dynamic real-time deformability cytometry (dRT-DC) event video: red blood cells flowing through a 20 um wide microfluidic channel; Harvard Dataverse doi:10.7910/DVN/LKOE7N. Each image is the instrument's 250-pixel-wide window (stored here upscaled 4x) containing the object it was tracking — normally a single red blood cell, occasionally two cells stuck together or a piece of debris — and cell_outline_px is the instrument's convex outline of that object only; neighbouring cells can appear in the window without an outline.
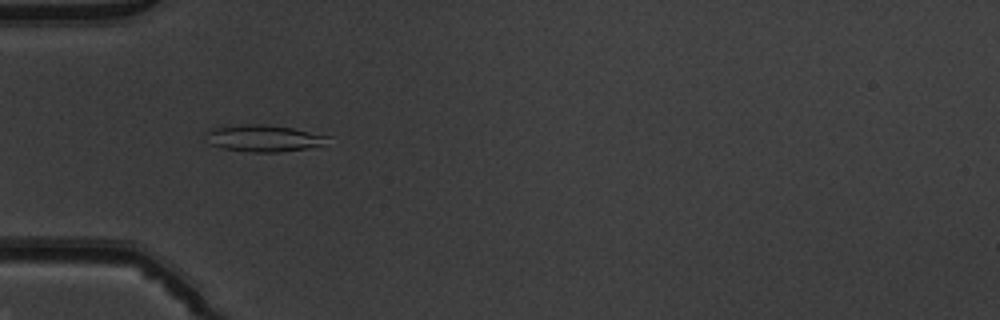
{"species": "common noctule bat (a hibernating species)", "species_latin": "Nyctalus noctula", "temperature_condition": "warm", "stored_images_in_passage": 51, "camera_frame_rate_fps": 3000, "um_per_image_px": 0.085, "animal": {"sex": "male", "body_mass_g": 19.5, "forearm_length_mm": 54.6}, "frame": {"image": 1, "passage_image": 17, "time_ms": 5.333, "image_size_px": [1000, 320], "cell_outline_px": [[332, 136], [324, 144], [308, 148], [280, 152], [252, 152], [220, 148], [208, 144], [204, 136], [204, 132], [212, 128], [244, 124], [260, 124], [292, 128]], "centroid_in_image_um": [22.36, 11.75], "position_along_channel_um": 62.6, "area_um2": 19.19}}
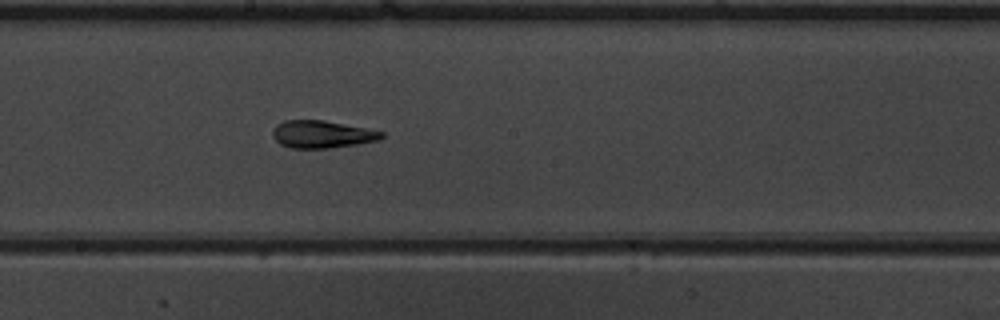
{"frame": {"image": 2, "passage_image": 29, "time_ms": 9.333, "image_size_px": [1000, 320], "cell_outline_px": [[384, 136], [380, 140], [356, 144], [328, 148], [292, 148], [280, 144], [272, 136], [272, 132], [276, 124], [284, 120], [324, 120], [384, 132]], "centroid_in_image_um": [27.34, 11.41], "position_along_channel_um": 220.9, "area_um2": 17.34}}
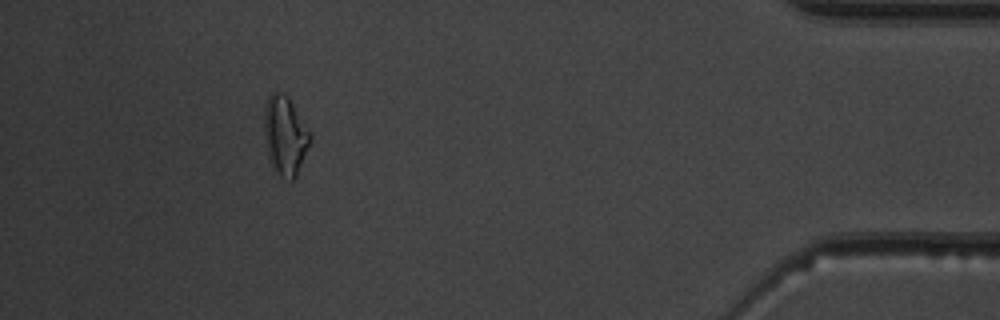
{"frame": {"image": 3, "passage_image": 47, "time_ms": 15.333, "image_size_px": [1000, 320], "cell_outline_px": [[312, 140], [296, 176], [292, 180], [276, 176], [268, 160], [264, 128], [264, 108], [268, 96], [276, 88], [288, 96], [312, 132]], "centroid_in_image_um": [24.24, 11.5], "position_along_channel_um": 411.0, "area_um2": 21.85}, "authors_computed_cell_mechanics": {"area_um2": 18.3804, "velocity_mm_per_s": 4.0383, "shape_relaxation_time_tau1_ms": 10.1729, "shape_relaxation_time_tau2_ms": 1.1926, "deformation_change_tau1": 0.2604, "deformation_change_tau2": 0.0652}}